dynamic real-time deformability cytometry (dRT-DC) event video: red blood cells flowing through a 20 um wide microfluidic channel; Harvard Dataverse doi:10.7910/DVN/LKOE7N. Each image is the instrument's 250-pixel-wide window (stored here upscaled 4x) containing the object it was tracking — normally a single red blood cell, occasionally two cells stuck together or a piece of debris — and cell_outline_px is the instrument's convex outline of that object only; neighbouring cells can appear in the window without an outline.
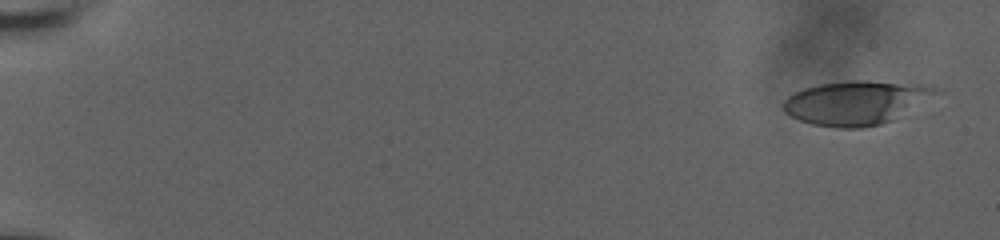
{"species": "human", "species_latin": "Homo sapiens", "temperature_condition": "room temperature", "stored_images_in_passage": 54, "camera_frame_rate_fps": 3000, "um_per_image_px": 0.085, "donor": {"sex": "male"}, "frame": {"image": 1, "passage_image": 1, "time_ms": 0.0, "image_size_px": [1000, 240], "cell_outline_px": [[944, 92], [892, 120], [880, 124], [864, 128], [836, 128], [812, 124], [800, 120], [784, 112], [784, 100], [788, 96], [804, 88], [820, 84], [856, 80], [928, 84], [940, 88]], "centroid_in_image_um": [72.85, 8.72], "position_along_channel_um": 12.1, "area_um2": 39.25}}
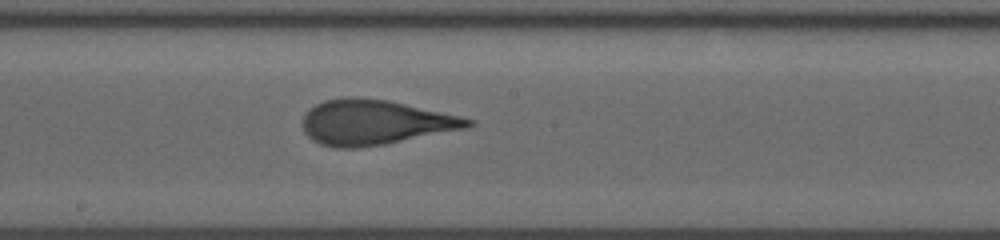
{"frame": {"image": 2, "passage_image": 30, "time_ms": 9.667, "image_size_px": [1000, 240], "cell_outline_px": [[476, 124], [464, 128], [384, 144], [356, 148], [336, 148], [320, 144], [312, 140], [304, 132], [300, 124], [308, 108], [324, 100], [348, 96], [352, 96], [388, 100], [460, 116], [472, 120]], "centroid_in_image_um": [31.77, 10.39], "position_along_channel_um": 216.4, "area_um2": 43.18}}
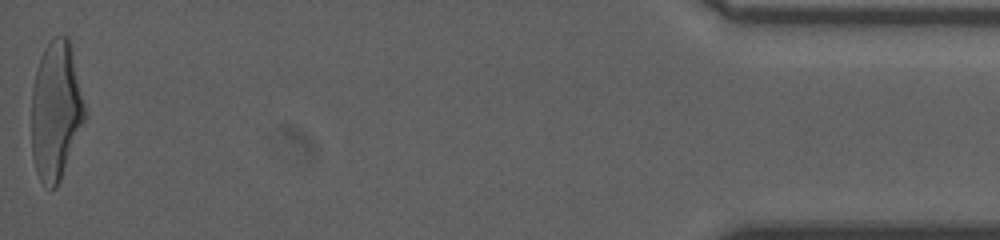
{"frame": {"image": 3, "passage_image": 54, "time_ms": 17.667, "image_size_px": [1000, 240], "cell_outline_px": [[84, 120], [60, 180], [56, 188], [52, 188], [40, 180], [36, 172], [32, 156], [32, 88], [36, 68], [40, 56], [44, 48], [52, 36], [68, 36], [72, 44], [84, 104]], "centroid_in_image_um": [4.73, 9.32], "position_along_channel_um": 430.5, "area_um2": 42.83}, "authors_computed_cell_mechanics": {"area_um2": 41.5871, "velocity_mm_per_s": 3.7384, "shape_relaxation_time_tau1_ms": 4.5199, "shape_relaxation_time_tau2_ms": 0.8711, "deformation_change_tau1": 0.2191, "deformation_change_tau2": 0.0997}}